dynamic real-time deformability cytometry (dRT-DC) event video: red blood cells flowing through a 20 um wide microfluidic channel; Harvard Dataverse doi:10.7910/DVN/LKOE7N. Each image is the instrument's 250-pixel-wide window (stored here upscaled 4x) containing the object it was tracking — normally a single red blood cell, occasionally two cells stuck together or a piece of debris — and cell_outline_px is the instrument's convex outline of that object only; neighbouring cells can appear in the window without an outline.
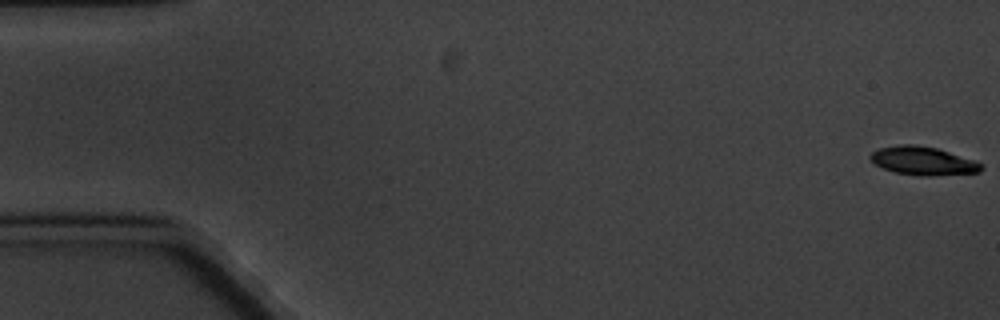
{"species": "common noctule bat (a hibernating species)", "species_latin": "Nyctalus noctula", "temperature_condition": "cold", "stored_images_in_passage": 5, "camera_frame_rate_fps": 3000, "um_per_image_px": 0.085, "animal": {"sex": "male", "body_mass_g": 20.1, "forearm_length_mm": 53.5}, "frame": {"image": 1, "passage_image": 1, "time_ms": 0.0, "image_size_px": [1000, 320], "cell_outline_px": [[984, 168], [980, 172], [928, 176], [920, 176], [896, 172], [884, 168], [876, 164], [868, 156], [872, 152], [880, 148], [900, 144], [912, 144], [936, 148], [976, 160], [984, 164]], "centroid_in_image_um": [78.51, 13.67], "position_along_channel_um": 6.5, "area_um2": 18.32}}
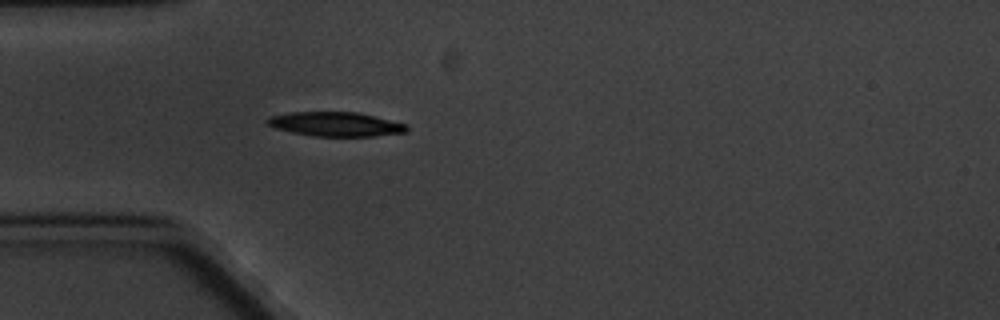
{"frame": {"image": 2, "passage_image": 5, "time_ms": 5.667, "image_size_px": [1000, 320], "cell_outline_px": [[408, 132], [376, 136], [312, 136], [292, 132], [276, 128], [268, 124], [264, 120], [268, 116], [288, 112], [356, 112], [408, 124]], "centroid_in_image_um": [28.52, 10.55], "position_along_channel_um": 56.5, "area_um2": 19.83}}